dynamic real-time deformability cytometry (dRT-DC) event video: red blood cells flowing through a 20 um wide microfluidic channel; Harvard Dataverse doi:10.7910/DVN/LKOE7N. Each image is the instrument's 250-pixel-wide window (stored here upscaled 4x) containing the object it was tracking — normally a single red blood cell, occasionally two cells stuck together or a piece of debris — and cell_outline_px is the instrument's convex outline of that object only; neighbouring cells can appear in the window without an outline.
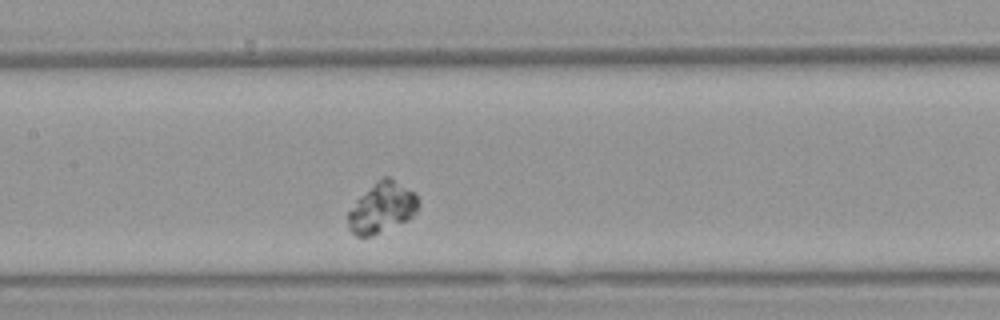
{"species": "Egyptian fruit bat (a non-hibernating species)", "species_latin": "Rousettus aegyptiacus", "temperature_condition": "warm", "stored_images_in_passage": 34, "camera_frame_rate_fps": 3000, "um_per_image_px": 0.085, "animal": {"sex": "female"}, "frame": {"image": 1, "passage_image": 13, "time_ms": 4.0, "image_size_px": [1000, 320], "cell_outline_px": [[420, 204], [416, 212], [408, 220], [372, 236], [356, 236], [348, 228], [348, 212], [356, 200], [376, 180], [384, 176], [388, 176], [416, 192], [420, 200]], "centroid_in_image_um": [32.49, 17.64], "position_along_channel_um": 174.9, "area_um2": 20.87}}
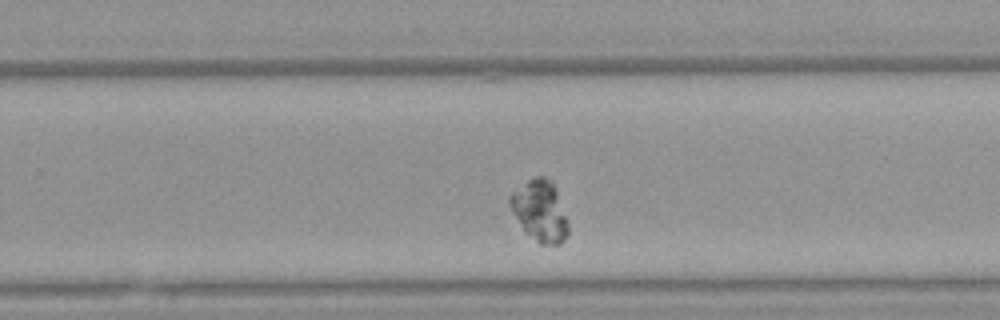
{"frame": {"image": 2, "passage_image": 22, "time_ms": 7.0, "image_size_px": [1000, 320], "cell_outline_px": [[568, 232], [564, 240], [560, 244], [540, 244], [524, 232], [512, 212], [508, 204], [508, 196], [512, 192], [532, 176], [544, 176], [556, 188], [568, 224]], "centroid_in_image_um": [45.86, 17.92], "position_along_channel_um": 283.9, "area_um2": 20.75}}
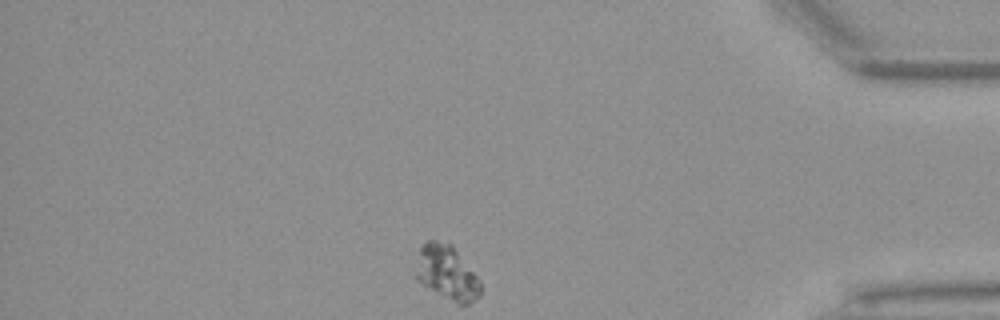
{"frame": {"image": 3, "passage_image": 34, "time_ms": 11.0, "image_size_px": [1000, 320], "cell_outline_px": [[480, 296], [476, 300], [468, 304], [456, 304], [416, 280], [416, 272], [420, 248], [428, 240], [436, 240], [452, 244], [480, 280]], "centroid_in_image_um": [38.01, 23.19], "position_along_channel_um": 397.2, "area_um2": 20.35}, "authors_computed_cell_mechanics": {"area_um2": 20.6057, "velocity_mm_per_s": 3.6302, "shape_relaxation_time_tau1_ms": 2.7326, "shape_relaxation_time_tau2_ms": null, "deformation_change_tau1": 0.0705, "deformation_change_tau2": null}}